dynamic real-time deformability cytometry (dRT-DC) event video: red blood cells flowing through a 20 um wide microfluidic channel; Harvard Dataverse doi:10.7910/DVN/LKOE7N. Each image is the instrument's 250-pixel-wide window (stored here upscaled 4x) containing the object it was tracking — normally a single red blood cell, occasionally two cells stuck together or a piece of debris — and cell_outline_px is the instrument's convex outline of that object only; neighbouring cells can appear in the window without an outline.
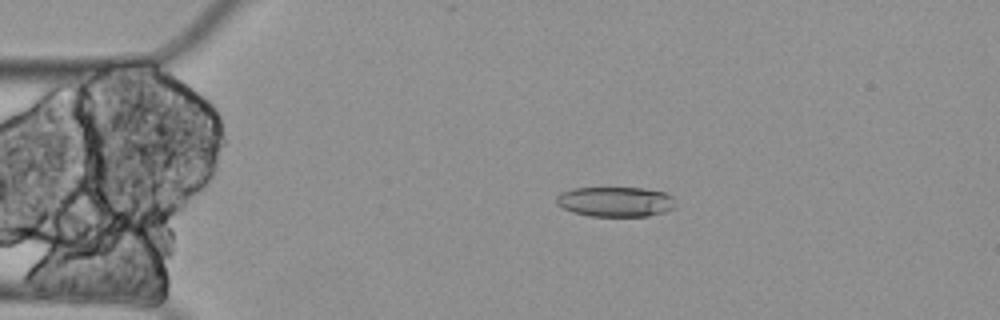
{"species": "Egyptian fruit bat (a non-hibernating species)", "species_latin": "Rousettus aegyptiacus", "temperature_condition": "cold", "stored_images_in_passage": 5, "segment_of_instrument_passage": [1, 2], "camera_frame_rate_fps": 3000, "um_per_image_px": 0.085, "animal": {"sex": "female"}, "frame": {"image": 1, "passage_image": 2, "time_ms": 0.333, "image_size_px": [1000, 320], "cell_outline_px": [[676, 208], [664, 212], [648, 216], [588, 216], [572, 212], [556, 204], [556, 196], [560, 192], [572, 188], [644, 188], [664, 192], [672, 196]], "centroid_in_image_um": [52.3, 17.14], "position_along_channel_um": 32.7, "area_um2": 20.98}}